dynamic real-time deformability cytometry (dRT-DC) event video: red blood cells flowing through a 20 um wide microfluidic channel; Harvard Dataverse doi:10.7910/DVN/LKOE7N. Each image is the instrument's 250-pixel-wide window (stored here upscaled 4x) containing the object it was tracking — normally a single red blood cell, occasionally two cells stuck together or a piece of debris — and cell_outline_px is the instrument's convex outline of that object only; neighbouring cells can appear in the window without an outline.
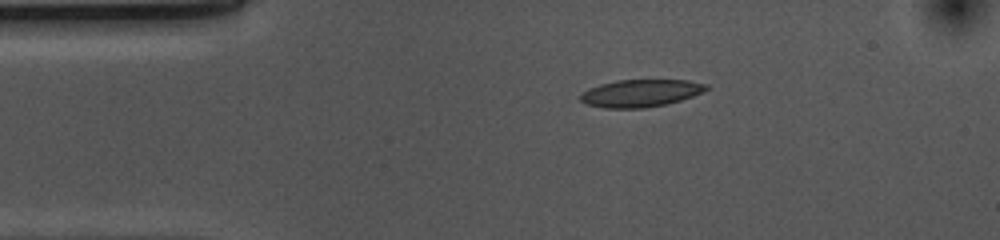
{"species": "common noctule bat (a hibernating species)", "species_latin": "Nyctalus noctula", "temperature_condition": "cold", "stored_images_in_passage": 44, "camera_frame_rate_fps": 3000, "um_per_image_px": 0.085, "animal": {"sex": "female", "body_mass_g": 10.0, "forearm_length_mm": 53.1}, "frame": {"image": 1, "passage_image": 1, "time_ms": 0.0, "image_size_px": [1000, 240], "cell_outline_px": [[708, 88], [704, 92], [680, 100], [664, 104], [644, 108], [604, 108], [588, 104], [580, 100], [580, 96], [588, 88], [600, 84], [616, 80], [688, 80], [708, 84]], "centroid_in_image_um": [54.46, 7.91], "position_along_channel_um": 30.5, "area_um2": 20.0}}
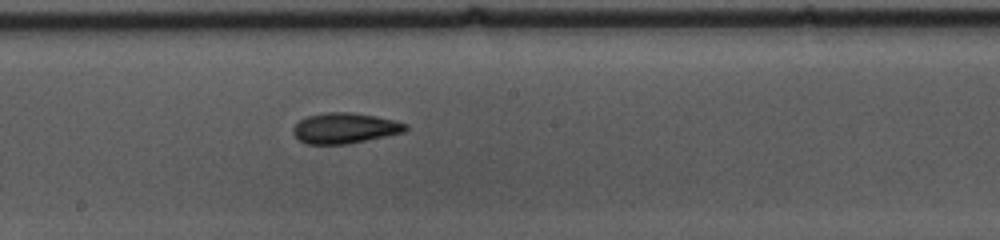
{"frame": {"image": 2, "passage_image": 19, "time_ms": 6.0, "image_size_px": [1000, 240], "cell_outline_px": [[408, 128], [404, 132], [348, 144], [308, 144], [300, 140], [292, 132], [292, 128], [304, 116], [324, 112], [348, 112], [376, 116], [396, 120], [408, 124]], "centroid_in_image_um": [29.31, 10.88], "position_along_channel_um": 218.9, "area_um2": 20.11}}
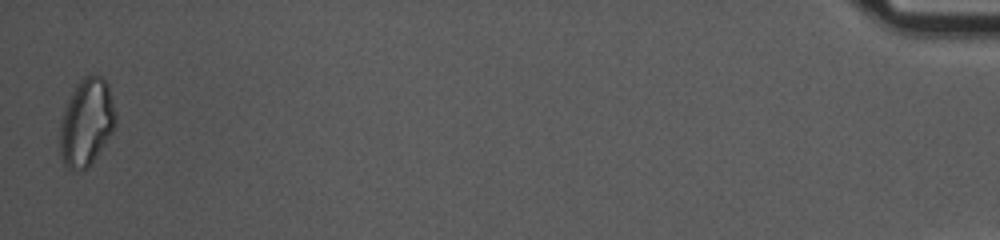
{"frame": {"image": 3, "passage_image": 44, "time_ms": 14.333, "image_size_px": [1000, 240], "cell_outline_px": [[116, 124], [112, 132], [92, 164], [88, 168], [80, 172], [68, 168], [64, 164], [60, 156], [60, 120], [64, 108], [76, 84], [84, 76], [104, 76], [108, 84], [116, 112]], "centroid_in_image_um": [7.35, 10.42], "position_along_channel_um": 427.8, "area_um2": 28.67}, "authors_computed_cell_mechanics": {"area_um2": 19.9988, "velocity_mm_per_s": 3.7098, "shape_relaxation_time_tau1_ms": 6.8646, "shape_relaxation_time_tau2_ms": 5.2989, "deformation_change_tau1": 0.1721, "deformation_change_tau2": 0.1421}}